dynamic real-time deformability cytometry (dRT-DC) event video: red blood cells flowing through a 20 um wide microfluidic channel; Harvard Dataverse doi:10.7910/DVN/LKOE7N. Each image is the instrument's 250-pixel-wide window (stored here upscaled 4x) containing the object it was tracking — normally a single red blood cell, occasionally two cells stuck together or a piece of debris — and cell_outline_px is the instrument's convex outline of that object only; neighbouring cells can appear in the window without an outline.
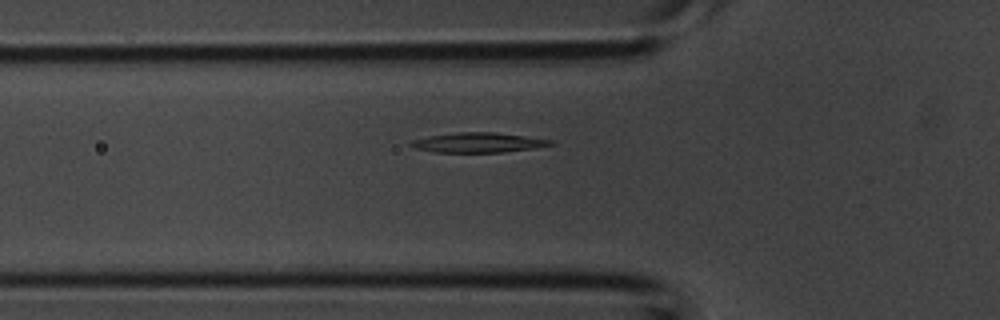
{"species": "common noctule bat (a hibernating species)", "species_latin": "Nyctalus noctula", "temperature_condition": "room temperature", "stored_images_in_passage": 26, "camera_frame_rate_fps": 3000, "um_per_image_px": 0.085, "animal": {"sex": "male", "body_mass_g": 20.1, "forearm_length_mm": 53.5}, "frame": {"image": 1, "passage_image": 3, "time_ms": 0.667, "image_size_px": [1000, 320], "cell_outline_px": [[556, 144], [536, 148], [504, 152], [432, 152], [416, 148], [408, 144], [412, 140], [428, 136], [460, 132], [496, 132], [552, 140]], "centroid_in_image_um": [40.67, 12.12], "position_along_channel_um": 85.1, "area_um2": 16.13}}
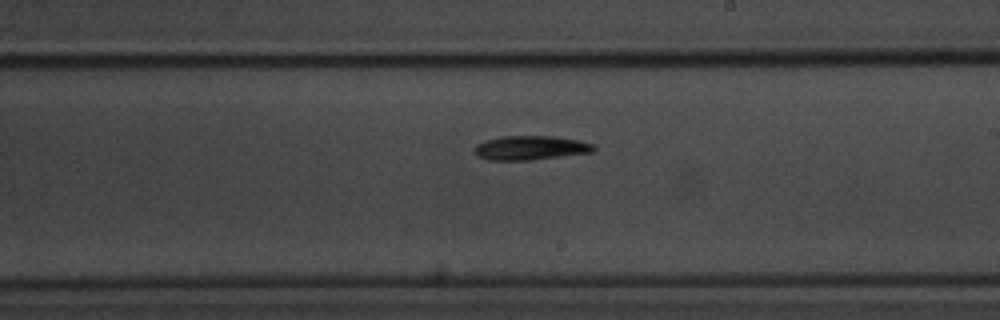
{"frame": {"image": 2, "passage_image": 13, "time_ms": 4.0, "image_size_px": [1000, 320], "cell_outline_px": [[596, 148], [592, 152], [532, 160], [488, 160], [476, 156], [472, 152], [472, 148], [476, 144], [484, 140], [500, 136], [552, 136], [580, 140], [592, 144]], "centroid_in_image_um": [45.01, 12.56], "position_along_channel_um": 244.0, "area_um2": 17.05}}
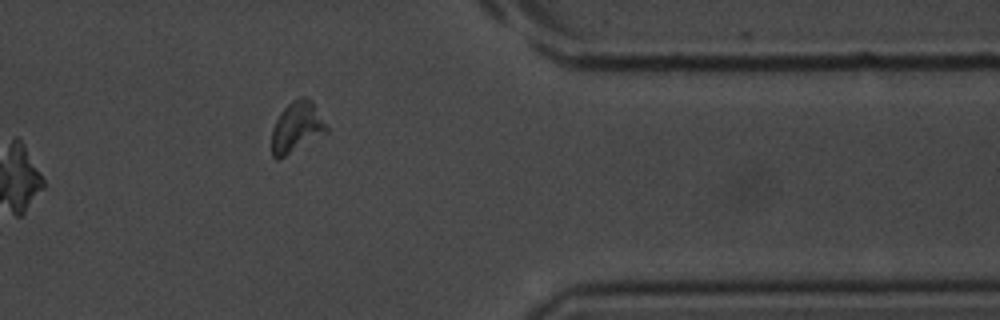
{"frame": {"image": 3, "passage_image": 23, "time_ms": 7.333, "image_size_px": [1000, 320], "cell_outline_px": [[328, 132], [284, 156], [276, 160], [272, 156], [272, 128], [280, 112], [292, 100], [300, 96], [308, 96], [312, 100], [328, 128]], "centroid_in_image_um": [25.22, 10.77], "position_along_channel_um": 386.2, "area_um2": 16.13}}